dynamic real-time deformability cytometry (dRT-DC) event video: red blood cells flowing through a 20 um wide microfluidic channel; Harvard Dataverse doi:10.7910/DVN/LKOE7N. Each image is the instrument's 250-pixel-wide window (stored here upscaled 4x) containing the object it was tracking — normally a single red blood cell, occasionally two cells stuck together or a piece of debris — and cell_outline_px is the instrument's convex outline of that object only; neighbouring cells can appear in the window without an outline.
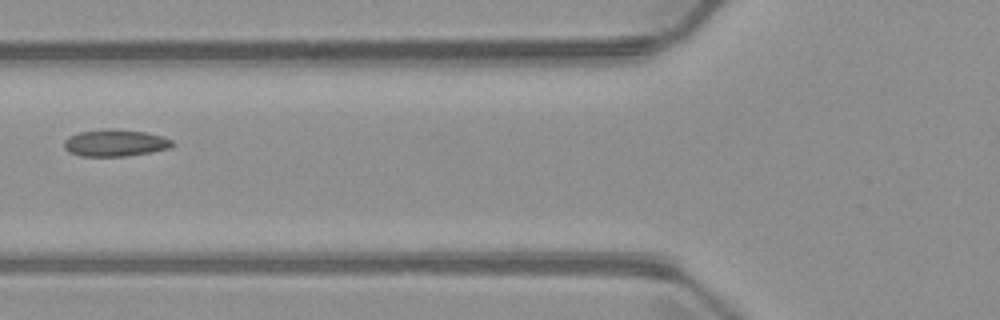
{"species": "common noctule bat (a hibernating species)", "species_latin": "Nyctalus noctula", "temperature_condition": "warm", "stored_images_in_passage": 6, "camera_frame_rate_fps": 3000, "um_per_image_px": 0.085, "animal": {"sex": "male", "body_mass_g": 23.1, "forearm_length_mm": 52.7}, "frame": {"image": 1, "passage_image": 6, "time_ms": 6.0, "image_size_px": [1000, 320], "cell_outline_px": [[176, 144], [172, 148], [152, 152], [124, 156], [80, 156], [68, 152], [64, 148], [64, 140], [68, 136], [80, 132], [108, 128], [112, 128], [144, 132], [164, 136], [172, 140]], "centroid_in_image_um": [9.81, 12.15], "position_along_channel_um": 116.0, "area_um2": 17.22}}